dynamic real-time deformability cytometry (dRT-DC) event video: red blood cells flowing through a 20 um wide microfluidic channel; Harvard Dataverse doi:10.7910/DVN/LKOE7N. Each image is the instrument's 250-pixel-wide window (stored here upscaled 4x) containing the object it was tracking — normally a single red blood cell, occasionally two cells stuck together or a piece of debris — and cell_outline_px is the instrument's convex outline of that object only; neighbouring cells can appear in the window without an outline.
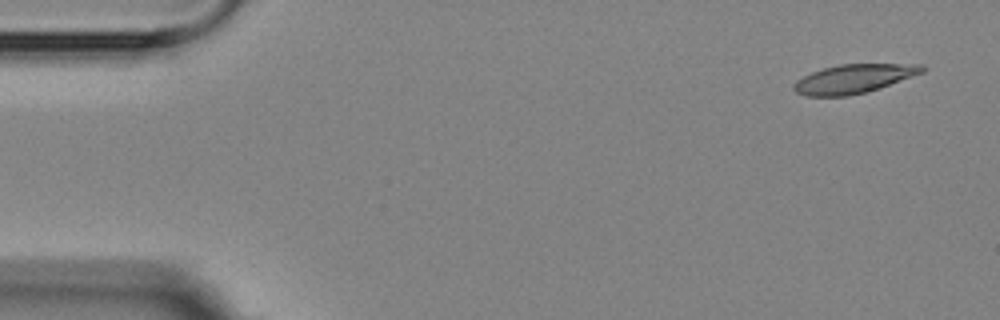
{"species": "Egyptian fruit bat (a non-hibernating species)", "species_latin": "Rousettus aegyptiacus", "temperature_condition": "room temperature", "stored_images_in_passage": 5, "camera_frame_rate_fps": 3000, "um_per_image_px": 0.085, "animal": {"sex": "female"}, "frame": {"image": 1, "passage_image": 1, "time_ms": 0.0, "image_size_px": [1000, 320], "cell_outline_px": [[924, 72], [880, 88], [848, 96], [804, 96], [796, 92], [792, 88], [792, 84], [796, 80], [812, 72], [824, 68], [840, 64], [924, 64]], "centroid_in_image_um": [72.54, 6.7], "position_along_channel_um": 12.5, "area_um2": 21.56}}
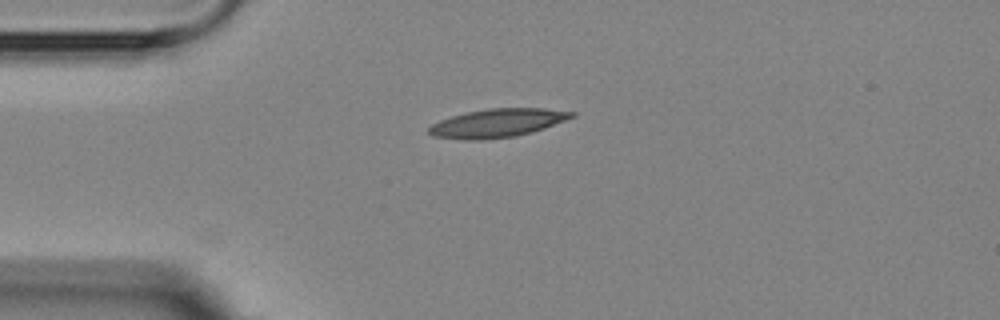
{"frame": {"image": 2, "passage_image": 4, "time_ms": 3.333, "image_size_px": [1000, 320], "cell_outline_px": [[576, 116], [544, 128], [532, 132], [516, 136], [480, 140], [468, 140], [432, 136], [428, 132], [428, 128], [432, 124], [440, 120], [464, 112], [488, 108], [544, 108], [576, 112]], "centroid_in_image_um": [42.28, 10.45], "position_along_channel_um": 42.7, "area_um2": 23.76}}